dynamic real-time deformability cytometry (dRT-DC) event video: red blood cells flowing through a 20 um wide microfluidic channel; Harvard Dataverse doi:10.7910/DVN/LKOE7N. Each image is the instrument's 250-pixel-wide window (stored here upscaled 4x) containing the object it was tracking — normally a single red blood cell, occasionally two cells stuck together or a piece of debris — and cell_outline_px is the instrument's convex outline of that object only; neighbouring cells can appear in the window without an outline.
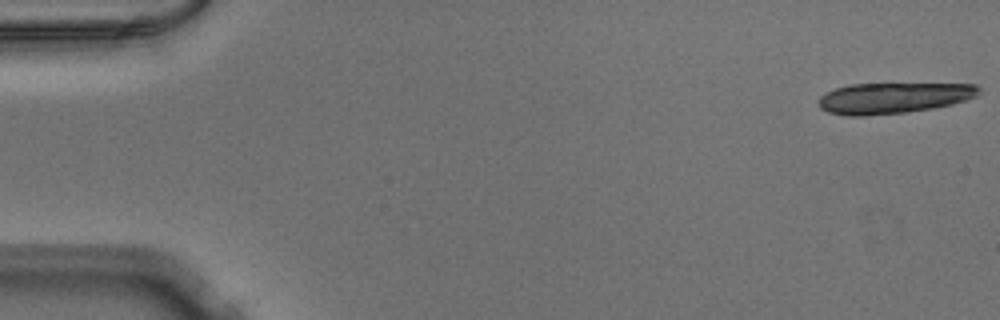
{"species": "Egyptian fruit bat (a non-hibernating species)", "species_latin": "Rousettus aegyptiacus", "temperature_condition": "warm", "stored_images_in_passage": 18, "camera_frame_rate_fps": 3000, "um_per_image_px": 0.085, "animal": {"sex": "male"}, "frame": {"image": 1, "passage_image": 1, "time_ms": 0.0, "image_size_px": [1000, 320], "cell_outline_px": [[980, 92], [976, 96], [952, 104], [932, 108], [904, 112], [864, 116], [848, 116], [828, 112], [820, 108], [816, 100], [820, 96], [836, 88], [848, 84], [976, 84], [980, 88]], "centroid_in_image_um": [75.89, 8.33], "position_along_channel_um": 9.1, "area_um2": 28.73}}
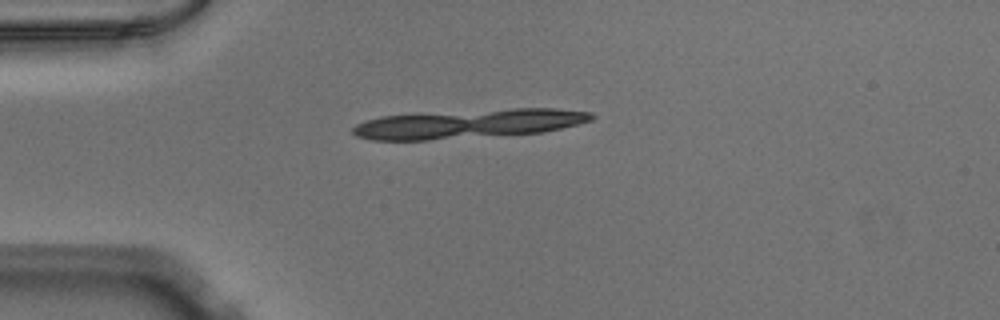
{"frame": {"image": 2, "passage_image": 13, "time_ms": 4.0, "image_size_px": [1000, 320], "cell_outline_px": [[596, 116], [592, 120], [580, 124], [544, 132], [428, 140], [372, 140], [356, 136], [352, 132], [352, 128], [356, 124], [364, 120], [380, 116], [420, 112], [512, 108], [556, 108], [592, 112]], "centroid_in_image_um": [39.81, 10.5], "position_along_channel_um": 45.2, "area_um2": 41.1}}